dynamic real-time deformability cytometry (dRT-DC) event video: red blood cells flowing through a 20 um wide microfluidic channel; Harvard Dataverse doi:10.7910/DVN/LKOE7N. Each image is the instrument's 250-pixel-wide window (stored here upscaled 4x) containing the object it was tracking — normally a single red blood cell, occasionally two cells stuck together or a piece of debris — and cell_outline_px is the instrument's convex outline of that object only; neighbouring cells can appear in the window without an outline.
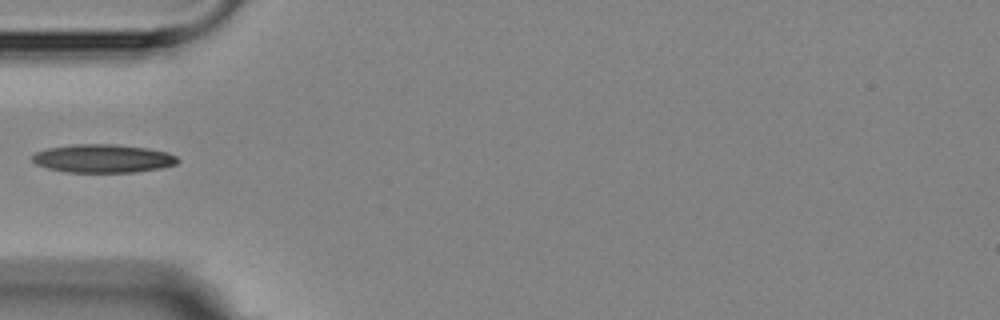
{"species": "Egyptian fruit bat (a non-hibernating species)", "species_latin": "Rousettus aegyptiacus", "temperature_condition": "room temperature", "stored_images_in_passage": 11, "camera_frame_rate_fps": 3000, "um_per_image_px": 0.085, "animal": {"sex": "female"}, "frame": {"image": 1, "passage_image": 1, "time_ms": 0.0, "image_size_px": [1000, 320], "cell_outline_px": [[180, 160], [176, 164], [160, 168], [136, 172], [68, 172], [48, 168], [36, 164], [32, 160], [32, 156], [36, 152], [48, 148], [72, 144], [116, 144], [148, 148], [168, 152], [176, 156]], "centroid_in_image_um": [8.77, 13.46], "position_along_channel_um": 76.2, "area_um2": 24.04}}
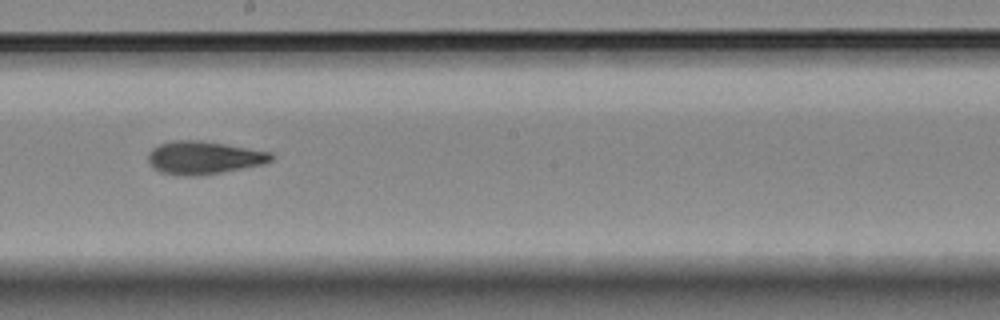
{"frame": {"image": 2, "passage_image": 5, "time_ms": 4.333, "image_size_px": [1000, 320], "cell_outline_px": [[276, 156], [272, 160], [264, 164], [220, 172], [196, 176], [188, 176], [160, 172], [152, 168], [148, 164], [148, 152], [152, 148], [160, 144], [172, 140], [200, 140], [272, 152]], "centroid_in_image_um": [17.3, 13.39], "position_along_channel_um": 230.9, "area_um2": 23.7}}
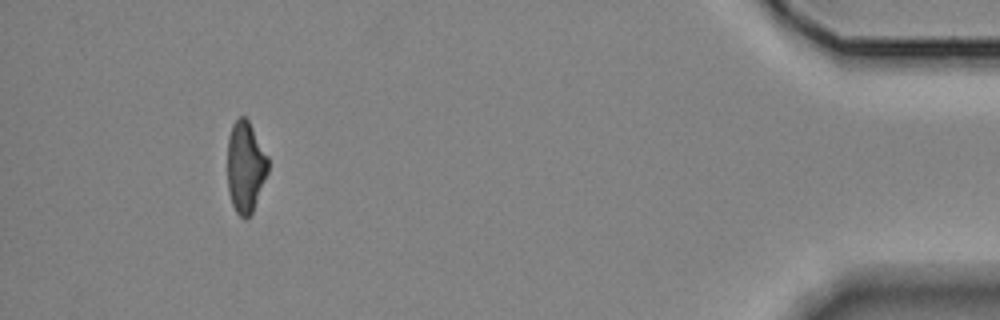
{"frame": {"image": 3, "passage_image": 10, "time_ms": 11.333, "image_size_px": [1000, 320], "cell_outline_px": [[268, 172], [252, 212], [244, 220], [236, 212], [232, 204], [228, 192], [228, 136], [232, 124], [240, 116], [244, 116], [248, 120], [268, 156]], "centroid_in_image_um": [20.86, 14.18], "position_along_channel_um": 414.3, "area_um2": 21.5}}